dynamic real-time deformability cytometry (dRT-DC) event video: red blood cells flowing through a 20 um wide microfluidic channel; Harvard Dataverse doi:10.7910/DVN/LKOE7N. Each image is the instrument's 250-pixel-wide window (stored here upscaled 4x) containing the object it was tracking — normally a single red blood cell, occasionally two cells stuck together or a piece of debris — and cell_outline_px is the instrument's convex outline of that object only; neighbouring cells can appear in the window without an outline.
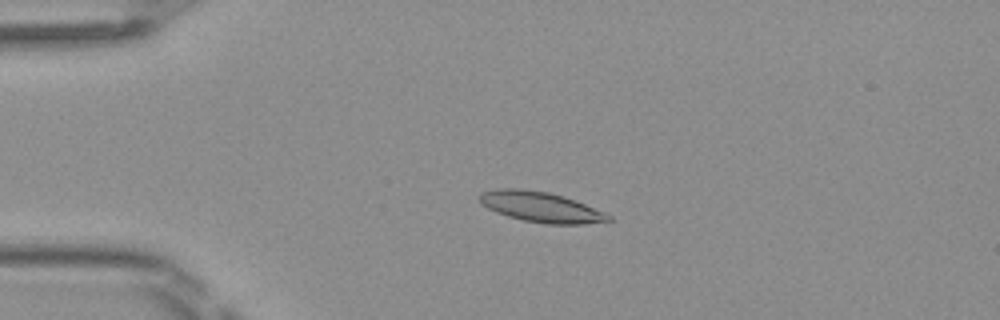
{"species": "Egyptian fruit bat (a non-hibernating species)", "species_latin": "Rousettus aegyptiacus", "temperature_condition": "room temperature", "stored_images_in_passage": 50, "camera_frame_rate_fps": 3000, "um_per_image_px": 0.085, "frame": {"image": 1, "passage_image": 12, "time_ms": 3.667, "image_size_px": [1000, 320], "cell_outline_px": [[612, 220], [584, 224], [548, 224], [524, 220], [508, 216], [496, 212], [480, 204], [476, 200], [476, 196], [480, 192], [496, 188], [520, 188], [548, 192], [584, 204], [604, 212], [612, 216]], "centroid_in_image_um": [45.87, 17.58], "position_along_channel_um": 39.1, "area_um2": 22.77}}
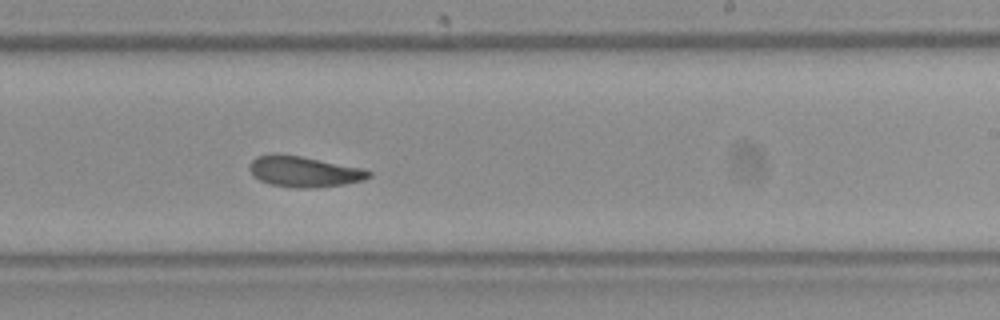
{"frame": {"image": 2, "passage_image": 31, "time_ms": 10.0, "image_size_px": [1000, 320], "cell_outline_px": [[372, 176], [364, 180], [344, 184], [316, 188], [296, 188], [268, 184], [260, 180], [248, 168], [248, 164], [256, 156], [276, 152], [300, 156], [364, 168], [372, 172]], "centroid_in_image_um": [25.84, 14.57], "position_along_channel_um": 263.2, "area_um2": 21.68}}
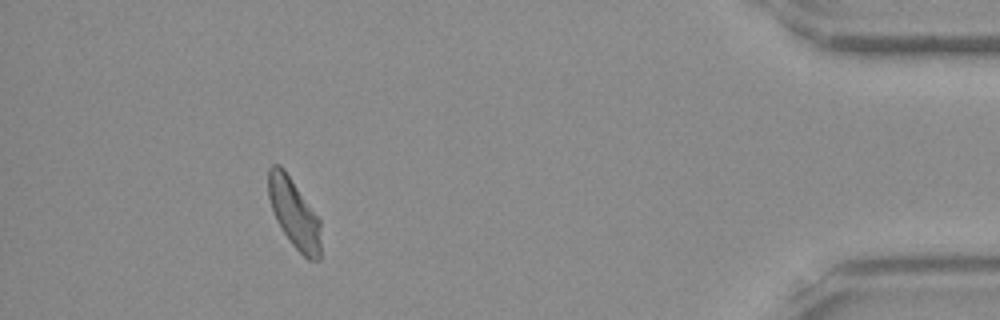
{"frame": {"image": 3, "passage_image": 46, "time_ms": 15.0, "image_size_px": [1000, 320], "cell_outline_px": [[320, 260], [308, 260], [292, 244], [276, 220], [268, 196], [268, 168], [272, 164], [280, 164], [284, 168], [320, 220]], "centroid_in_image_um": [24.99, 18.11], "position_along_channel_um": 410.2, "area_um2": 20.98}, "authors_computed_cell_mechanics": {"area_um2": 21.5594, "velocity_mm_per_s": 4.0601, "shape_relaxation_time_tau1_ms": 4.2202, "shape_relaxation_time_tau2_ms": 2.6037, "deformation_change_tau1": 0.1119, "deformation_change_tau2": 0.0892}}